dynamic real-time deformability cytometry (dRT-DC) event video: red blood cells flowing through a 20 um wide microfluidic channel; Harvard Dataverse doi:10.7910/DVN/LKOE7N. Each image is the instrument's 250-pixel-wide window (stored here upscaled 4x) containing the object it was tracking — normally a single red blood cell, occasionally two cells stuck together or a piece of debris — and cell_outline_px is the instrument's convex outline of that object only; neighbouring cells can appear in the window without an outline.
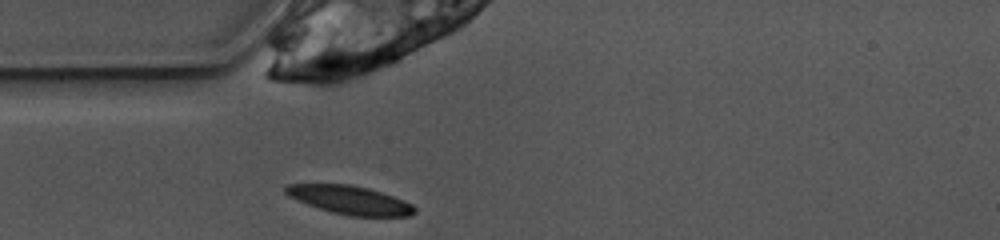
{"species": "common noctule bat (a hibernating species)", "species_latin": "Nyctalus noctula", "temperature_condition": "warm", "stored_images_in_passage": 38, "camera_frame_rate_fps": 3000, "um_per_image_px": 0.085, "animal": {"sex": "female", "body_mass_g": 10.0, "forearm_length_mm": 53.1}, "frame": {"image": 1, "passage_image": 1, "time_ms": 0.0, "image_size_px": [1000, 240], "cell_outline_px": [[416, 212], [412, 216], [352, 216], [332, 212], [308, 204], [288, 196], [284, 192], [284, 188], [288, 184], [348, 184], [368, 188], [404, 200], [412, 204], [416, 208]], "centroid_in_image_um": [29.76, 17.0], "position_along_channel_um": 55.2, "area_um2": 21.21}}
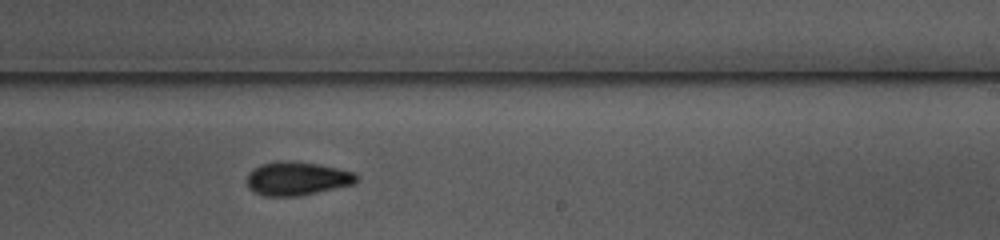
{"frame": {"image": 2, "passage_image": 17, "time_ms": 5.333, "image_size_px": [1000, 240], "cell_outline_px": [[360, 176], [356, 184], [300, 196], [264, 196], [252, 192], [248, 188], [248, 172], [252, 168], [260, 164], [276, 160], [288, 160], [316, 164], [356, 172]], "centroid_in_image_um": [25.25, 15.17], "position_along_channel_um": 263.7, "area_um2": 21.91}}
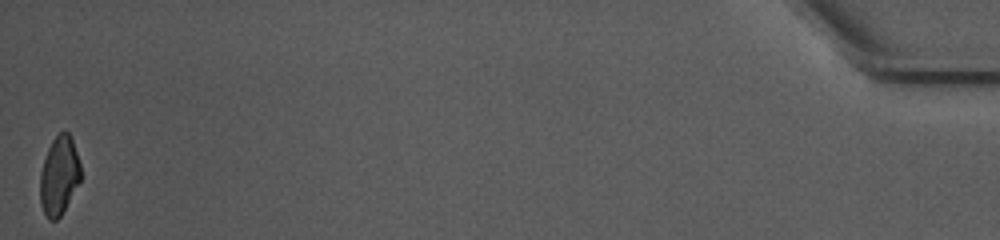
{"frame": {"image": 3, "passage_image": 38, "time_ms": 12.333, "image_size_px": [1000, 240], "cell_outline_px": [[80, 180], [60, 216], [56, 220], [48, 220], [40, 204], [40, 172], [48, 148], [52, 140], [60, 132], [68, 132], [72, 136], [80, 164]], "centroid_in_image_um": [5.01, 14.91], "position_along_channel_um": 430.2, "area_um2": 18.44}, "authors_computed_cell_mechanics": {"area_um2": 20.7502, "velocity_mm_per_s": 3.9197, "shape_relaxation_time_tau1_ms": 3.5771, "shape_relaxation_time_tau2_ms": 6.5917, "deformation_change_tau1": 0.1368, "deformation_change_tau2": 0.1294}}